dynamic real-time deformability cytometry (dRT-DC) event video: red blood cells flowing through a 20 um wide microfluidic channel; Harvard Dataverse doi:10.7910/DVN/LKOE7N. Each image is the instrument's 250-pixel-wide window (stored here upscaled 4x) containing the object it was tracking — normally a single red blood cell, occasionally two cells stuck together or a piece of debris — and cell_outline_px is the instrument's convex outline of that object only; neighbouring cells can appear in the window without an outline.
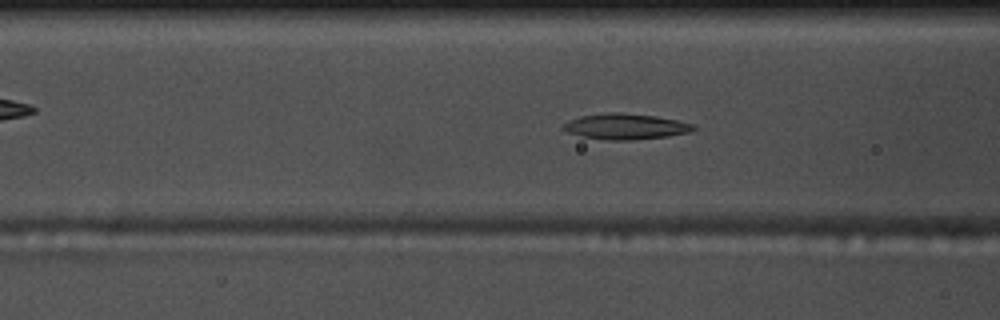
{"species": "common noctule bat (a hibernating species)", "species_latin": "Nyctalus noctula", "temperature_condition": "warm", "stored_images_in_passage": 54, "camera_frame_rate_fps": 3000, "um_per_image_px": 0.085, "animal": {"sex": "male", "body_mass_g": 17.5, "forearm_length_mm": 52.3}, "frame": {"image": 1, "passage_image": 20, "time_ms": 6.333, "image_size_px": [1000, 320], "cell_outline_px": [[696, 128], [688, 132], [668, 136], [632, 140], [612, 140], [580, 136], [568, 132], [560, 128], [568, 120], [580, 116], [604, 112], [620, 112], [656, 116], [696, 124]], "centroid_in_image_um": [53.15, 10.74], "position_along_channel_um": 113.5, "area_um2": 19.59}}
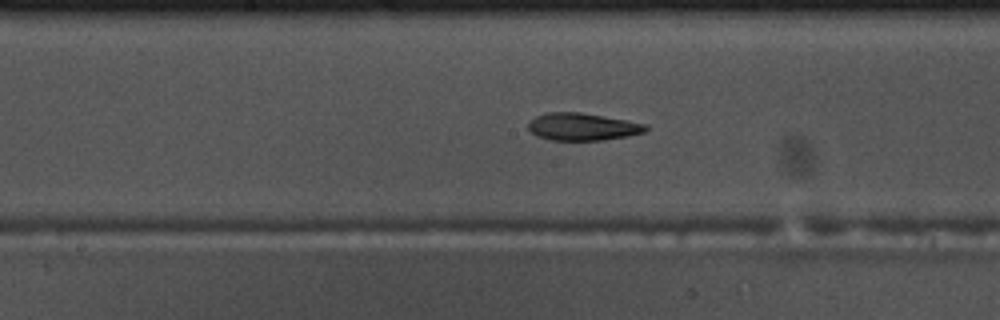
{"frame": {"image": 2, "passage_image": 27, "time_ms": 8.667, "image_size_px": [1000, 320], "cell_outline_px": [[648, 128], [644, 132], [628, 136], [604, 140], [552, 140], [536, 136], [528, 128], [528, 120], [544, 112], [580, 112], [628, 120], [648, 124]], "centroid_in_image_um": [49.5, 10.76], "position_along_channel_um": 198.7, "area_um2": 18.96}}
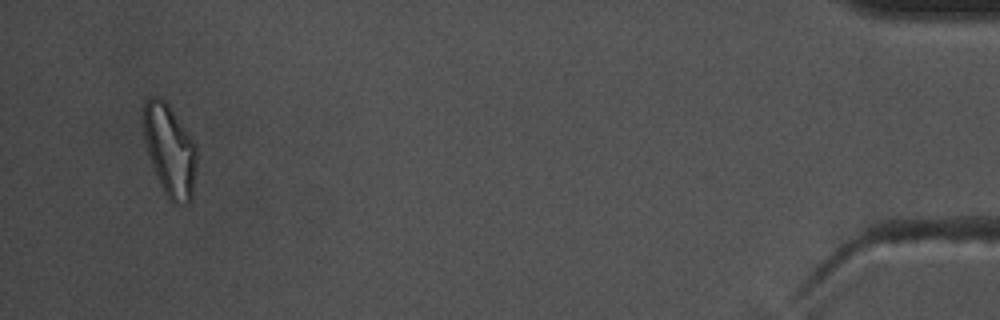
{"frame": {"image": 3, "passage_image": 52, "time_ms": 17.0, "image_size_px": [1000, 320], "cell_outline_px": [[196, 168], [192, 200], [188, 204], [172, 204], [168, 200], [160, 184], [152, 164], [144, 140], [144, 100], [148, 96], [156, 96], [164, 100], [168, 104], [188, 132], [196, 144]], "centroid_in_image_um": [14.45, 12.8], "position_along_channel_um": 420.8, "area_um2": 28.5}, "authors_computed_cell_mechanics": {"area_um2": 19.3341, "velocity_mm_per_s": 3.6711, "shape_relaxation_time_tau1_ms": null, "shape_relaxation_time_tau2_ms": 4.1538, "deformation_change_tau1": null, "deformation_change_tau2": 0.1177}}